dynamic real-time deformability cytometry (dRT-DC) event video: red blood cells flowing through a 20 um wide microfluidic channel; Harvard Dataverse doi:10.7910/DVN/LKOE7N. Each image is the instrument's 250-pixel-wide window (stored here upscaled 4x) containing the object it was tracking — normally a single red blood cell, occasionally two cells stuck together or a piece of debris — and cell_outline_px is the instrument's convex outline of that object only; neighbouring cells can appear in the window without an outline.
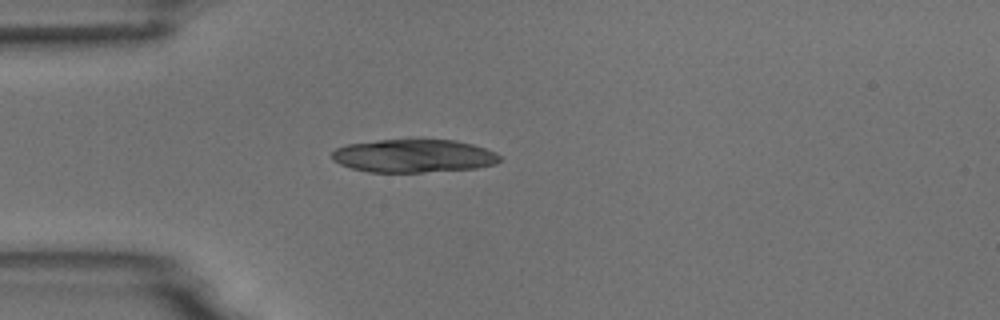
{"species": "common noctule bat (a hibernating species)", "species_latin": "Nyctalus noctula", "temperature_condition": "room temperature", "stored_images_in_passage": 40, "camera_frame_rate_fps": 3000, "um_per_image_px": 0.085, "animal": {"sex": "male", "body_mass_g": 18.8}, "frame": {"image": 1, "passage_image": 1, "time_ms": 0.0, "image_size_px": [1000, 320], "cell_outline_px": [[500, 160], [496, 164], [476, 168], [424, 172], [368, 172], [352, 168], [340, 164], [332, 160], [332, 152], [336, 148], [348, 144], [380, 140], [456, 140], [472, 144], [496, 152], [500, 156]], "centroid_in_image_um": [35.17, 13.25], "position_along_channel_um": 49.8, "area_um2": 32.31}}